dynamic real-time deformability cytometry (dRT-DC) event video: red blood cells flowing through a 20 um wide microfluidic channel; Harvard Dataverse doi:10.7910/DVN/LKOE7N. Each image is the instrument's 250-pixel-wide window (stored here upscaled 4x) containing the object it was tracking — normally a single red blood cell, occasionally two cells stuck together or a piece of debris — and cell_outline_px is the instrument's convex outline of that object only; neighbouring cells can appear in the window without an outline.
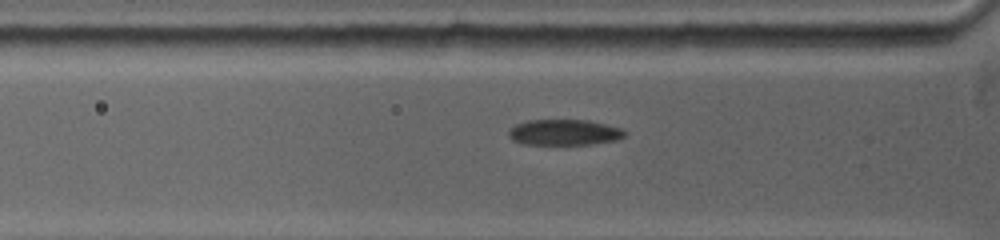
{"species": "common noctule bat (a hibernating species)", "species_latin": "Nyctalus noctula", "temperature_condition": "warm", "stored_images_in_passage": 5, "camera_frame_rate_fps": 5000, "um_per_image_px": 0.085, "animal": {"sex": "female", "body_mass_g": 19.0, "forearm_length_mm": 53.3}, "frame": {"image": 1, "passage_image": 2, "time_ms": 0.2, "image_size_px": [1000, 240], "cell_outline_px": [[624, 136], [616, 140], [592, 144], [524, 144], [512, 140], [508, 136], [508, 132], [516, 124], [528, 120], [588, 120], [620, 128], [624, 132]], "centroid_in_image_um": [47.92, 11.25], "position_along_channel_um": 77.9, "area_um2": 17.22}}